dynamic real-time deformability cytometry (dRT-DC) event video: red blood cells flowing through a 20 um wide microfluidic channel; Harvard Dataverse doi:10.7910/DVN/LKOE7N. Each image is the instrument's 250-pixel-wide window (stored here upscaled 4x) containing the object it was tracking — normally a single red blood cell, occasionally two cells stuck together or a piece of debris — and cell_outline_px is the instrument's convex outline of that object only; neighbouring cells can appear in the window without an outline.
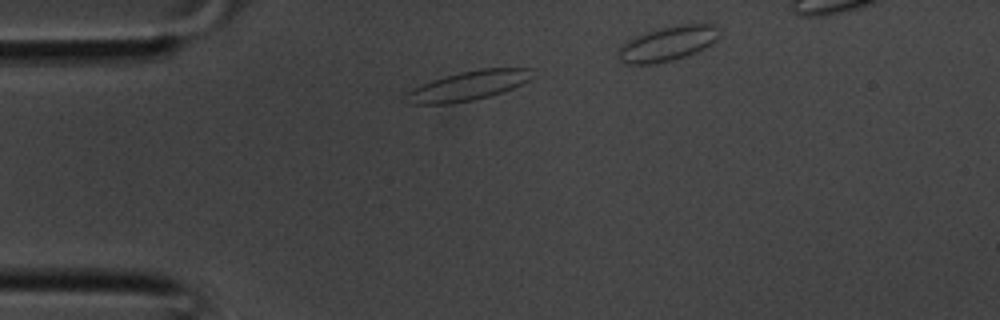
{"species": "common noctule bat (a hibernating species)", "species_latin": "Nyctalus noctula", "temperature_condition": "room temperature", "stored_images_in_passage": 8, "camera_frame_rate_fps": 3000, "um_per_image_px": 0.085, "animal": {"sex": "male", "body_mass_g": 20.1, "forearm_length_mm": 53.5}, "frame": {"image": 1, "passage_image": 1, "time_ms": 0.0, "image_size_px": [1000, 320], "cell_outline_px": [[536, 76], [512, 88], [488, 96], [472, 100], [448, 104], [408, 104], [404, 100], [404, 96], [408, 92], [432, 80], [444, 76], [460, 72], [480, 68], [532, 68]], "centroid_in_image_um": [39.82, 7.28], "position_along_channel_um": 45.2, "area_um2": 21.5}}
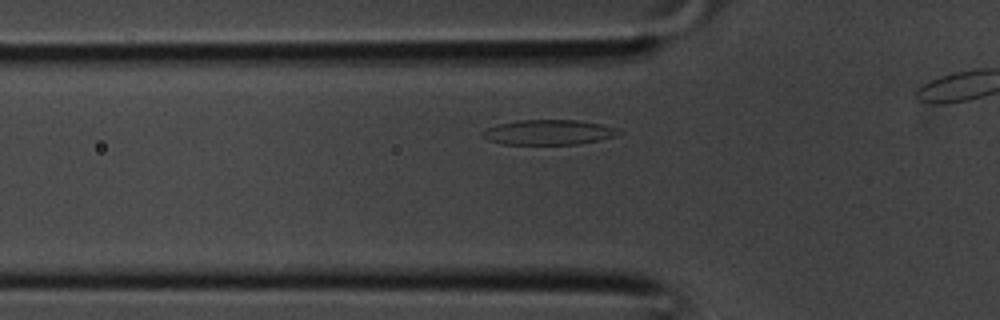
{"frame": {"image": 2, "passage_image": 4, "time_ms": 1.0, "image_size_px": [1000, 320], "cell_outline_px": [[620, 132], [616, 136], [600, 140], [576, 144], [500, 144], [488, 140], [480, 132], [496, 124], [516, 120], [576, 120], [600, 124], [620, 128]], "centroid_in_image_um": [46.62, 11.24], "position_along_channel_um": 79.2, "area_um2": 19.88}}
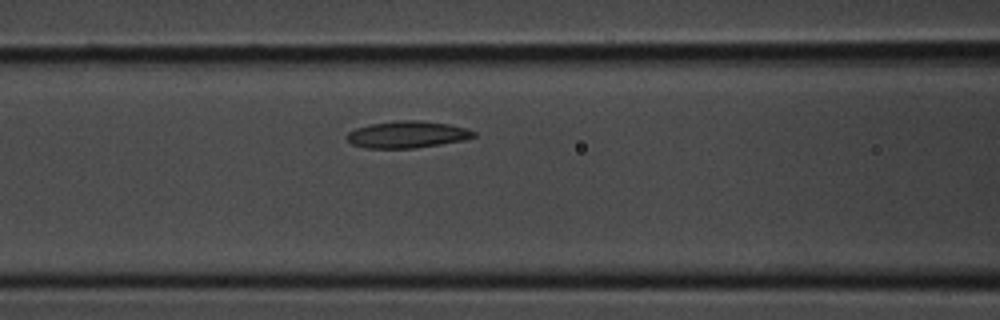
{"frame": {"image": 3, "passage_image": 7, "time_ms": 2.0, "image_size_px": [1000, 320], "cell_outline_px": [[476, 136], [464, 140], [416, 148], [364, 148], [352, 144], [344, 136], [348, 132], [356, 128], [368, 124], [396, 120], [420, 120], [448, 124], [468, 128], [476, 132]], "centroid_in_image_um": [34.6, 11.43], "position_along_channel_um": 132.0, "area_um2": 20.06}}